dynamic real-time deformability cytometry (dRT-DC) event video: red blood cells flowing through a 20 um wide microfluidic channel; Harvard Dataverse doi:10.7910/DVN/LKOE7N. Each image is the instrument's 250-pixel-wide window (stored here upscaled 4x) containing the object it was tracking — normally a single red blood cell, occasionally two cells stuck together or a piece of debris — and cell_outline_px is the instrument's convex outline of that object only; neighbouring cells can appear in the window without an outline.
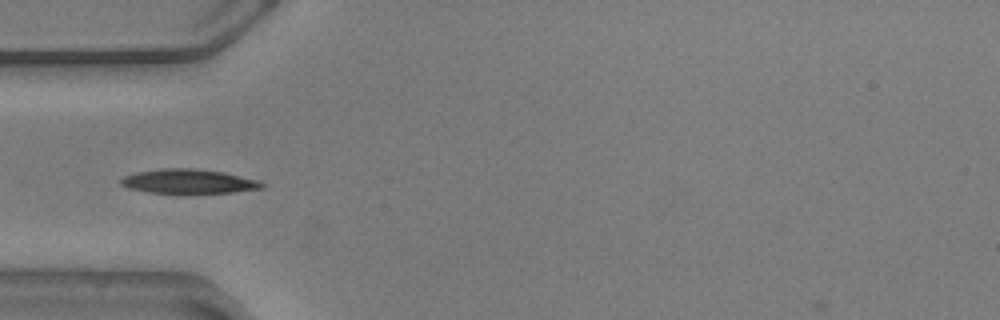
{"species": "common noctule bat (a hibernating species)", "species_latin": "Nyctalus noctula", "temperature_condition": "warm", "stored_images_in_passage": 55, "camera_frame_rate_fps": 3000, "um_per_image_px": 0.085, "animal": {"sex": "male", "body_mass_g": 20.5, "forearm_length_mm": 52.5}, "frame": {"image": 1, "passage_image": 16, "time_ms": 5.0, "image_size_px": [1000, 320], "cell_outline_px": [[268, 184], [264, 188], [232, 192], [184, 196], [180, 196], [148, 192], [128, 188], [120, 184], [120, 180], [124, 176], [136, 172], [160, 168], [192, 168], [224, 172], [260, 180]], "centroid_in_image_um": [16.06, 15.46], "position_along_channel_um": 68.9, "area_um2": 21.15}}
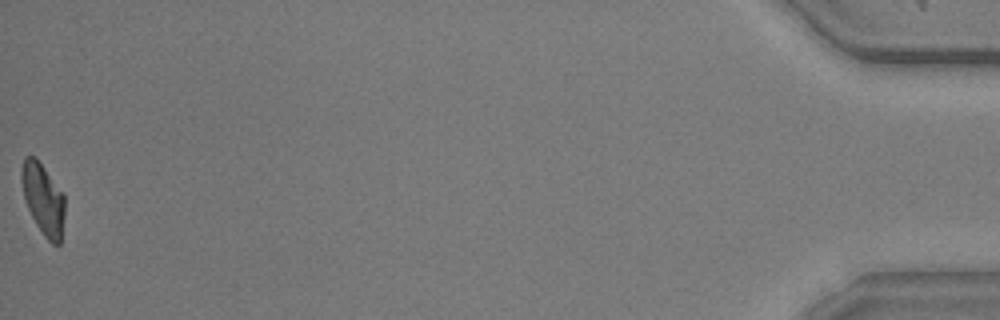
{"frame": {"image": 2, "passage_image": 55, "time_ms": 18.0, "image_size_px": [1000, 320], "cell_outline_px": [[64, 216], [60, 244], [52, 244], [44, 236], [36, 224], [24, 200], [20, 180], [20, 168], [24, 156], [36, 156], [64, 196]], "centroid_in_image_um": [3.63, 16.89], "position_along_channel_um": 431.6, "area_um2": 17.98}, "authors_computed_cell_mechanics": {"area_um2": 19.074, "velocity_mm_per_s": 3.5827, "shape_relaxation_time_tau1_ms": 3.0764, "shape_relaxation_time_tau2_ms": 2.0129, "deformation_change_tau1": 0.1457, "deformation_change_tau2": 0.0664}}